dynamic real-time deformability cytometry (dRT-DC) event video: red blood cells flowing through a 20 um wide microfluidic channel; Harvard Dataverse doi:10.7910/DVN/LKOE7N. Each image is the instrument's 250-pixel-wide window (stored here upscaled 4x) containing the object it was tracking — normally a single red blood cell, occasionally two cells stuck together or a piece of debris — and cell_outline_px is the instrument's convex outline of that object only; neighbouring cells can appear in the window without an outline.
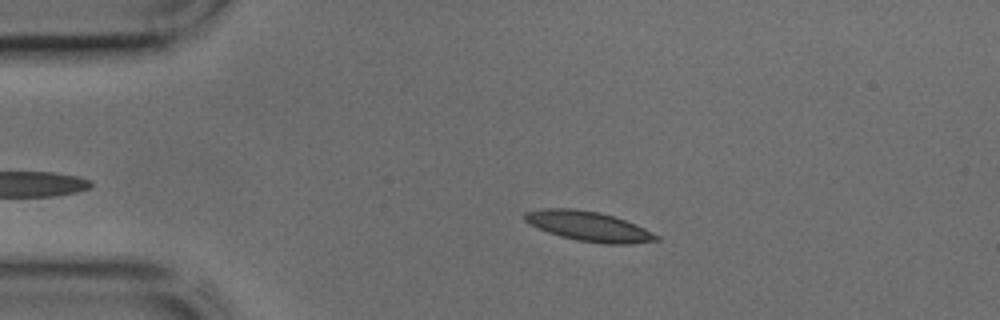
{"species": "common noctule bat (a hibernating species)", "species_latin": "Nyctalus noctula", "temperature_condition": "cold", "stored_images_in_passage": 34, "camera_frame_rate_fps": 3000, "um_per_image_px": 0.085, "animal": {"sex": "male", "body_mass_g": 17.9, "forearm_length_mm": 54.2}, "frame": {"image": 1, "passage_image": 4, "time_ms": 1.0, "image_size_px": [1000, 320], "cell_outline_px": [[660, 240], [628, 244], [604, 244], [576, 240], [560, 236], [548, 232], [524, 220], [524, 212], [544, 208], [576, 208], [600, 212], [636, 224], [660, 236]], "centroid_in_image_um": [50.05, 19.23], "position_along_channel_um": 34.9, "area_um2": 22.77}}
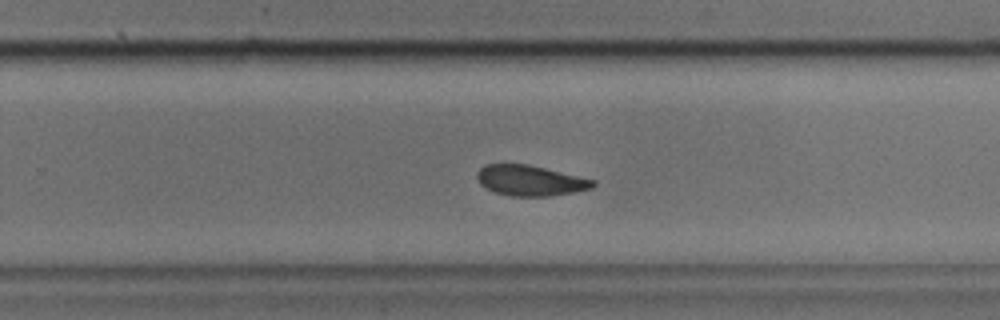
{"frame": {"image": 2, "passage_image": 23, "time_ms": 7.333, "image_size_px": [1000, 320], "cell_outline_px": [[596, 184], [592, 188], [552, 196], [512, 196], [496, 192], [484, 188], [480, 184], [476, 176], [476, 172], [484, 164], [528, 164], [596, 180]], "centroid_in_image_um": [45.05, 15.34], "position_along_channel_um": 284.8, "area_um2": 20.63}}
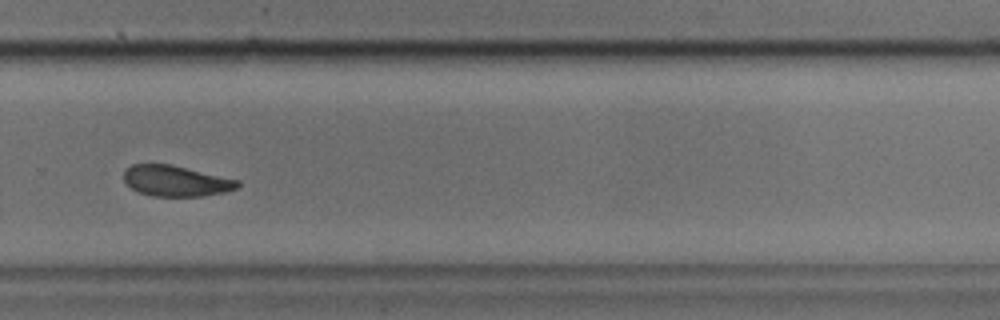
{"frame": {"image": 3, "passage_image": 25, "time_ms": 8.0, "image_size_px": [1000, 320], "cell_outline_px": [[240, 184], [236, 188], [224, 192], [204, 196], [152, 196], [140, 192], [132, 188], [124, 180], [124, 172], [132, 164], [172, 164], [240, 180]], "centroid_in_image_um": [14.98, 15.37], "position_along_channel_um": 314.8, "area_um2": 20.35}}